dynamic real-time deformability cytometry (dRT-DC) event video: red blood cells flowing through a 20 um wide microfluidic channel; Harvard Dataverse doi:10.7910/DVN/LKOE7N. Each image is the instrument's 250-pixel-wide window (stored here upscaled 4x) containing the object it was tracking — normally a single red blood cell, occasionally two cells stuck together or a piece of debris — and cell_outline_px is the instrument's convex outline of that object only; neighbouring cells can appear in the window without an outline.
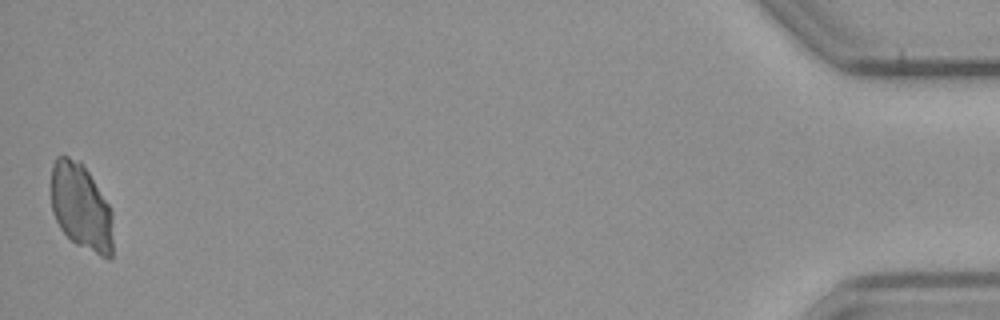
{"species": "common noctule bat (a hibernating species)", "species_latin": "Nyctalus noctula", "temperature_condition": "cold", "stored_images_in_passage": 43, "camera_frame_rate_fps": 3000, "um_per_image_px": 0.085, "animal": {"sex": "male", "body_mass_g": 23.1, "forearm_length_mm": 52.7}, "frame": {"image": 1, "passage_image": 43, "time_ms": 14.0, "image_size_px": [1000, 320], "cell_outline_px": [[112, 256], [108, 260], [76, 244], [60, 228], [52, 212], [52, 164], [56, 156], [68, 156], [80, 160], [88, 172], [108, 204], [112, 212]], "centroid_in_image_um": [6.89, 17.59], "position_along_channel_um": 428.3, "area_um2": 31.1}}